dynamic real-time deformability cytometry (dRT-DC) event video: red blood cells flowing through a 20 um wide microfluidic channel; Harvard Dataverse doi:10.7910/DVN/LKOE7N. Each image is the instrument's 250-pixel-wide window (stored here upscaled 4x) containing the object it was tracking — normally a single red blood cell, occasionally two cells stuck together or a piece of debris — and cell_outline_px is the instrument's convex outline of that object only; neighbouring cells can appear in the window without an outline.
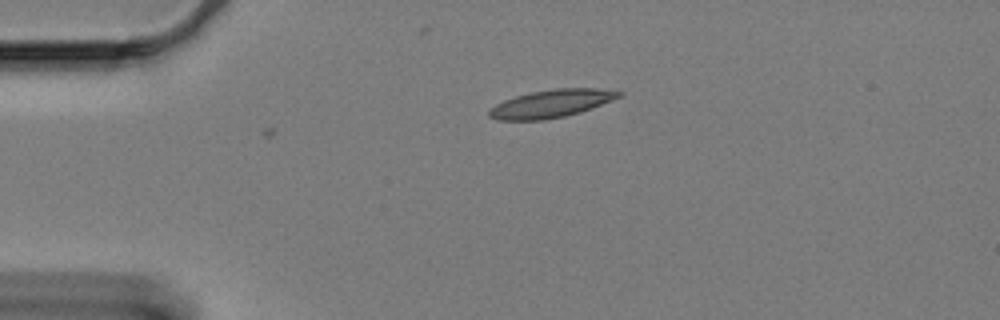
{"species": "Egyptian fruit bat (a non-hibernating species)", "species_latin": "Rousettus aegyptiacus", "temperature_condition": "cold", "stored_images_in_passage": 5, "camera_frame_rate_fps": 3000, "um_per_image_px": 0.085, "animal": {"sex": "female"}, "frame": {"image": 1, "passage_image": 1, "time_ms": 0.0, "image_size_px": [1000, 320], "cell_outline_px": [[624, 96], [592, 108], [580, 112], [564, 116], [544, 120], [496, 120], [488, 116], [488, 108], [504, 100], [516, 96], [532, 92], [556, 88], [596, 88], [624, 92]], "centroid_in_image_um": [46.87, 8.81], "position_along_channel_um": 38.1, "area_um2": 21.15}}